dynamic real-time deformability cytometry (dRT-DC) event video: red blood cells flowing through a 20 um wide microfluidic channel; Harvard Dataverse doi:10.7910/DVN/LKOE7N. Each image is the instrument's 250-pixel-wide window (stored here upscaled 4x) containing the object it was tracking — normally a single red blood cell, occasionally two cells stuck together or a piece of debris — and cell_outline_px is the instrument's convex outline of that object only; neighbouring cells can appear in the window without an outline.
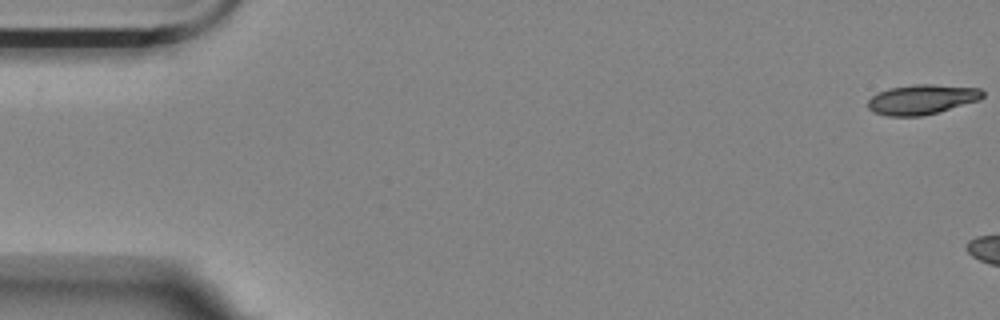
{"species": "Egyptian fruit bat (a non-hibernating species)", "species_latin": "Rousettus aegyptiacus", "temperature_condition": "room temperature", "stored_images_in_passage": 7, "camera_frame_rate_fps": 3000, "um_per_image_px": 0.085, "animal": {"sex": "female"}, "frame": {"image": 1, "passage_image": 1, "time_ms": 0.0, "image_size_px": [1000, 320], "cell_outline_px": [[984, 96], [980, 100], [940, 112], [920, 116], [888, 116], [876, 112], [868, 108], [868, 100], [876, 92], [888, 88], [916, 84], [932, 84], [980, 88], [984, 92]], "centroid_in_image_um": [78.38, 8.44], "position_along_channel_um": 6.6, "area_um2": 20.11}}